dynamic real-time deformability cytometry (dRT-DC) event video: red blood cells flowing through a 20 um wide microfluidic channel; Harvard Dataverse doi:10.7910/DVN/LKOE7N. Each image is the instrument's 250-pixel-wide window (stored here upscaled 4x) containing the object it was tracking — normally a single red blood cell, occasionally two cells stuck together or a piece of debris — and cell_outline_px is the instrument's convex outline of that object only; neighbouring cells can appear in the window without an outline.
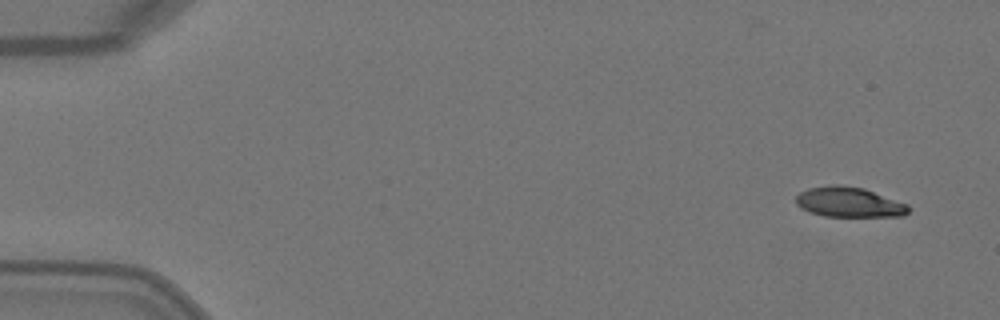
{"species": "Egyptian fruit bat (a non-hibernating species)", "species_latin": "Rousettus aegyptiacus", "temperature_condition": "warm", "stored_images_in_passage": 4, "segment_of_instrument_passage": [2, 2], "camera_frame_rate_fps": 3000, "um_per_image_px": 0.085, "animal": {"sex": "female"}, "frame": {"image": 1, "passage_image": 4, "time_ms": 1.0, "image_size_px": [1000, 320], "cell_outline_px": [[912, 208], [904, 216], [824, 216], [808, 212], [800, 208], [796, 204], [796, 196], [800, 192], [808, 188], [832, 184], [836, 184], [864, 188], [908, 204]], "centroid_in_image_um": [72.17, 17.18], "position_along_channel_um": 12.8, "area_um2": 19.88}}